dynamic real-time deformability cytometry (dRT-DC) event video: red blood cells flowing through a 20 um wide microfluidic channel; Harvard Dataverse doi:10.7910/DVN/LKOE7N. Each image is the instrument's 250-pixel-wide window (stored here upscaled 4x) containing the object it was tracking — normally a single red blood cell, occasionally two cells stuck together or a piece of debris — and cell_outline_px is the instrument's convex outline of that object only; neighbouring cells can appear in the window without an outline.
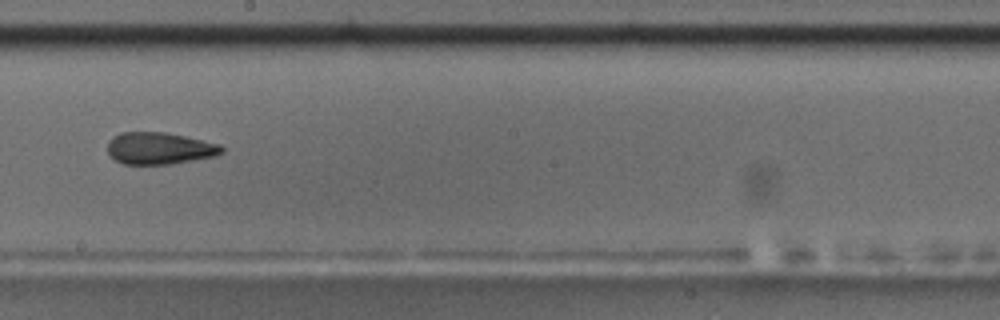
{"species": "common noctule bat (a hibernating species)", "species_latin": "Nyctalus noctula", "temperature_condition": "room temperature", "stored_images_in_passage": 41, "camera_frame_rate_fps": 3000, "um_per_image_px": 0.085, "animal": {"sex": "male", "body_mass_g": 17.5, "forearm_length_mm": 52.3}, "frame": {"image": 1, "passage_image": 18, "time_ms": 5.667, "image_size_px": [1000, 320], "cell_outline_px": [[224, 152], [216, 156], [172, 164], [124, 164], [116, 160], [108, 152], [108, 140], [112, 136], [120, 132], [164, 132], [184, 136], [220, 144], [224, 148]], "centroid_in_image_um": [13.56, 12.6], "position_along_channel_um": 234.6, "area_um2": 21.33}}
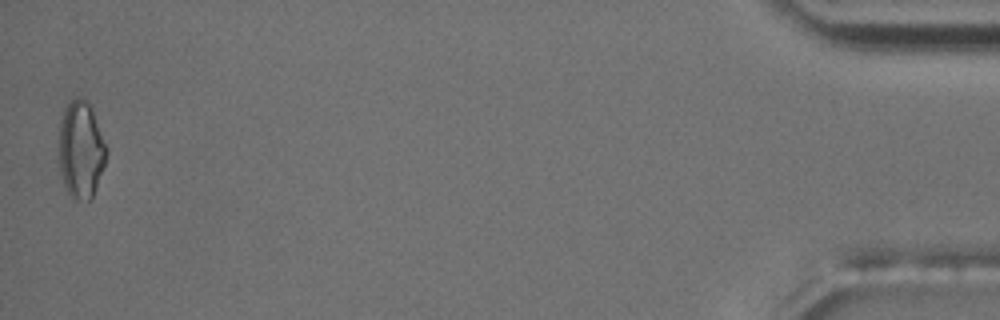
{"frame": {"image": 2, "passage_image": 41, "time_ms": 13.333, "image_size_px": [1000, 320], "cell_outline_px": [[108, 152], [104, 164], [92, 196], [88, 200], [72, 200], [64, 184], [60, 168], [60, 120], [64, 108], [76, 96], [84, 96], [88, 100], [92, 108], [108, 148]], "centroid_in_image_um": [6.89, 12.67], "position_along_channel_um": 428.3, "area_um2": 26.88}, "authors_computed_cell_mechanics": {"area_um2": 22.0796, "velocity_mm_per_s": 3.7158, "shape_relaxation_time_tau1_ms": null, "shape_relaxation_time_tau2_ms": 3.2797, "deformation_change_tau1": null, "deformation_change_tau2": 0.1274}}